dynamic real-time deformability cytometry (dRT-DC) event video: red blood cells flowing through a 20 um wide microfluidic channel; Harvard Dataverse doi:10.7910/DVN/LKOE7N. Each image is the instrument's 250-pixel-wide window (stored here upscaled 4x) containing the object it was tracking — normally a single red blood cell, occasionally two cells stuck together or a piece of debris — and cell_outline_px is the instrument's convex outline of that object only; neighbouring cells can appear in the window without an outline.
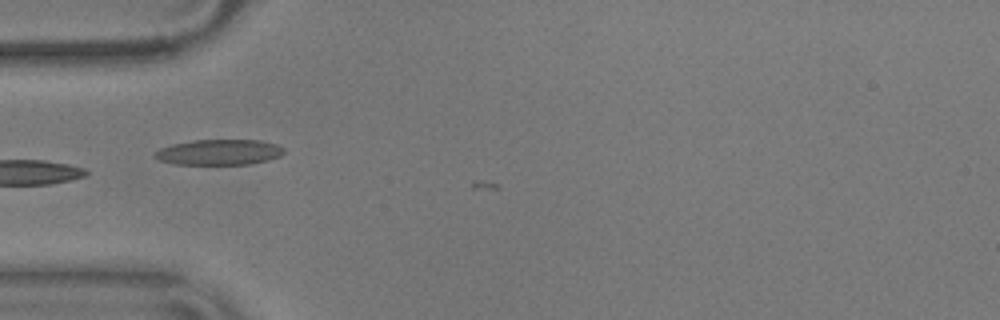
{"species": "common noctule bat (a hibernating species)", "species_latin": "Nyctalus noctula", "temperature_condition": "warm", "stored_images_in_passage": 7, "camera_frame_rate_fps": 3000, "um_per_image_px": 0.085, "animal": {"sex": "male", "body_mass_g": 17.9}, "frame": {"image": 1, "passage_image": 2, "time_ms": 0.333, "image_size_px": [1000, 320], "cell_outline_px": [[284, 152], [280, 156], [268, 160], [248, 164], [176, 164], [160, 160], [152, 156], [160, 148], [172, 144], [196, 140], [260, 140], [276, 144], [284, 148]], "centroid_in_image_um": [18.63, 12.93], "position_along_channel_um": 66.4, "area_um2": 19.07}}